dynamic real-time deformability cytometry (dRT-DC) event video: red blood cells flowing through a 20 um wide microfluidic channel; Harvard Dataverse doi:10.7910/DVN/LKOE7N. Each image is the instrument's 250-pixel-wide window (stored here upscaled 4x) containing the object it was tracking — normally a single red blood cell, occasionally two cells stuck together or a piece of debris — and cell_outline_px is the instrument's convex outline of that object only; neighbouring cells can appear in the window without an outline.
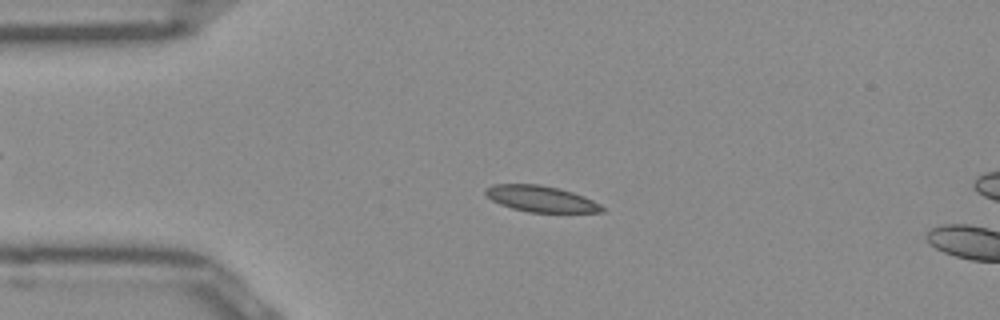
{"species": "Egyptian fruit bat (a non-hibernating species)", "species_latin": "Rousettus aegyptiacus", "temperature_condition": "room temperature", "stored_images_in_passage": 4, "camera_frame_rate_fps": 3000, "um_per_image_px": 0.085, "frame": {"image": 1, "passage_image": 1, "time_ms": 0.0, "image_size_px": [1000, 320], "cell_outline_px": [[604, 212], [528, 212], [512, 208], [500, 204], [492, 200], [484, 192], [484, 188], [492, 184], [540, 184], [560, 188], [584, 196], [600, 204], [604, 208]], "centroid_in_image_um": [45.96, 16.89], "position_along_channel_um": 39.0, "area_um2": 17.74}}